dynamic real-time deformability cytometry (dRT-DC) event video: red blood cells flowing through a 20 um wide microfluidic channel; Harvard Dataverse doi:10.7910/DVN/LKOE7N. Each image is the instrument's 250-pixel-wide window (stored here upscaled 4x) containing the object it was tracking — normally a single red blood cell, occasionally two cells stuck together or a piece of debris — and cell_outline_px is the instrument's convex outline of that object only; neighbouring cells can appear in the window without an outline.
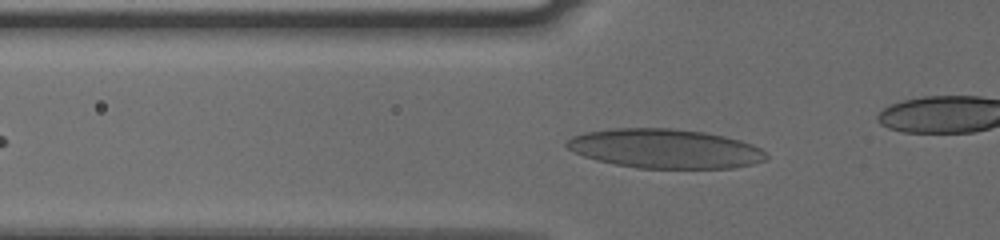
{"species": "human", "species_latin": "Homo sapiens", "temperature_condition": "cold", "stored_images_in_passage": 35, "camera_frame_rate_fps": 3000, "um_per_image_px": 0.085, "donor": {"sex": "male"}, "frame": {"image": 1, "passage_image": 9, "time_ms": 2.667, "image_size_px": [1000, 240], "cell_outline_px": [[768, 160], [752, 164], [732, 168], [640, 168], [616, 164], [596, 160], [584, 156], [568, 148], [564, 144], [572, 136], [584, 132], [612, 128], [672, 128], [704, 132], [724, 136], [740, 140], [752, 144], [760, 148], [768, 156]], "centroid_in_image_um": [56.54, 12.63], "position_along_channel_um": 69.3, "area_um2": 45.66}}
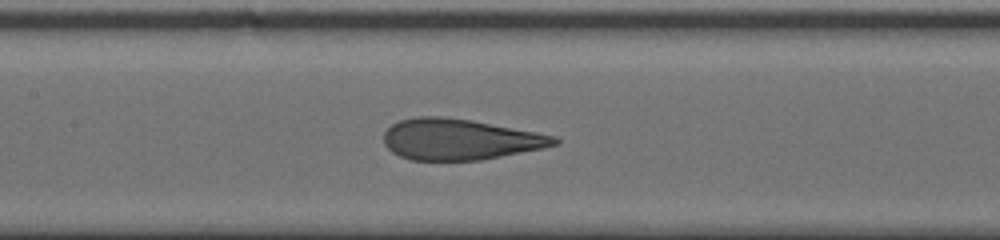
{"frame": {"image": 2, "passage_image": 17, "time_ms": 5.333, "image_size_px": [1000, 240], "cell_outline_px": [[560, 144], [544, 148], [480, 160], [412, 160], [400, 156], [392, 152], [384, 144], [384, 132], [392, 124], [400, 120], [416, 116], [440, 116], [472, 120], [536, 132], [556, 136], [560, 140]], "centroid_in_image_um": [39.09, 11.84], "position_along_channel_um": 168.3, "area_um2": 40.75}}
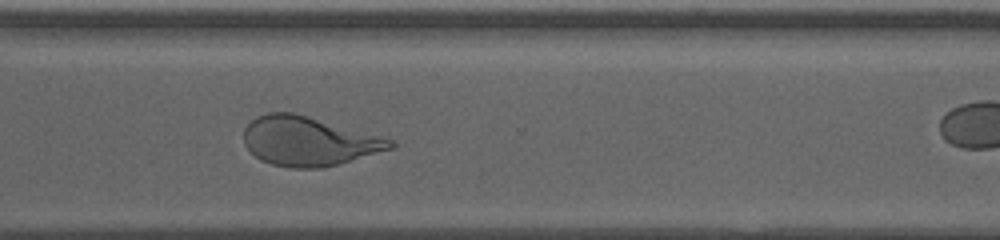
{"frame": {"image": 3, "passage_image": 31, "time_ms": 10.0, "image_size_px": [1000, 240], "cell_outline_px": [[396, 144], [392, 148], [336, 164], [320, 168], [292, 168], [272, 164], [260, 160], [244, 144], [244, 128], [256, 116], [268, 112], [292, 112], [392, 140]], "centroid_in_image_um": [26.15, 12.0], "position_along_channel_um": 344.5, "area_um2": 41.1}}